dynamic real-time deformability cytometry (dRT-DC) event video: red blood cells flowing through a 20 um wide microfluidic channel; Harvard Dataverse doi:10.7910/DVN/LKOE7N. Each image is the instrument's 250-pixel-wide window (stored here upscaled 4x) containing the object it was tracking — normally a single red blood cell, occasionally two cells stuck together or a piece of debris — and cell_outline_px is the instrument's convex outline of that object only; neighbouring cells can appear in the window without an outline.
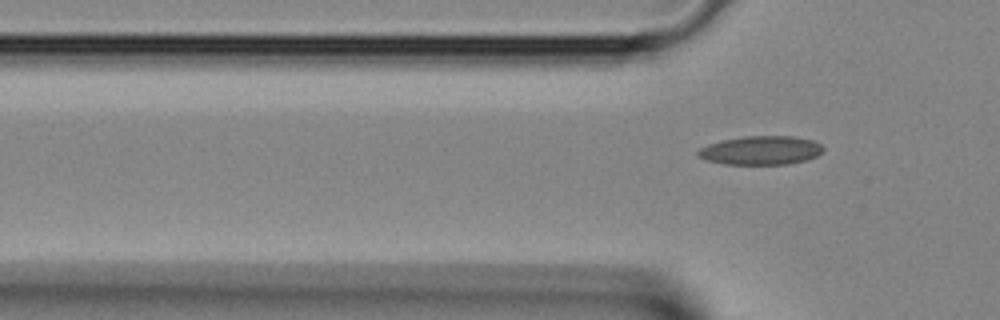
{"species": "Egyptian fruit bat (a non-hibernating species)", "species_latin": "Rousettus aegyptiacus", "temperature_condition": "room temperature", "stored_images_in_passage": 3, "camera_frame_rate_fps": 3000, "um_per_image_px": 0.085, "animal": {"sex": "female"}, "frame": {"image": 1, "passage_image": 3, "time_ms": 0.667, "image_size_px": [1000, 320], "cell_outline_px": [[824, 152], [816, 156], [804, 160], [788, 164], [724, 164], [708, 160], [696, 156], [696, 152], [700, 148], [708, 144], [724, 140], [744, 136], [792, 136], [812, 140], [820, 144], [824, 148]], "centroid_in_image_um": [64.67, 12.78], "position_along_channel_um": 61.1, "area_um2": 20.92}}